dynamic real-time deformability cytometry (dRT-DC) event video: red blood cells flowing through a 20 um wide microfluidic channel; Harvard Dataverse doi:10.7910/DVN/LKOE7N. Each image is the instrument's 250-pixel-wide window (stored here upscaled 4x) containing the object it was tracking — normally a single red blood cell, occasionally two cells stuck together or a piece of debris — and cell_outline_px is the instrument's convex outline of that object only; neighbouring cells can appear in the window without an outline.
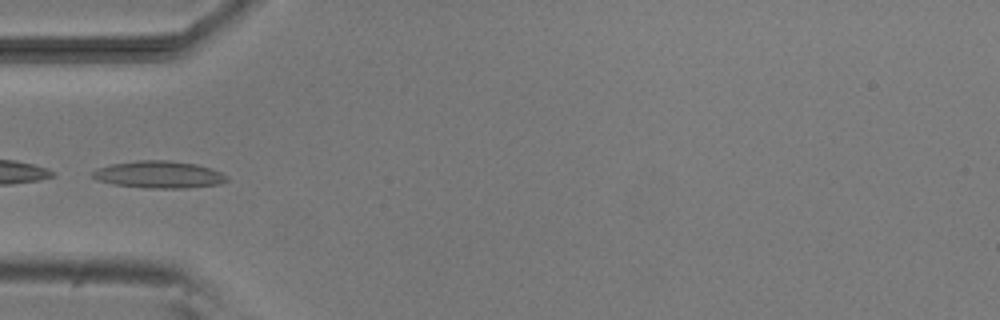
{"species": "common noctule bat (a hibernating species)", "species_latin": "Nyctalus noctula", "temperature_condition": "room temperature", "stored_images_in_passage": 22, "camera_frame_rate_fps": 3000, "um_per_image_px": 0.085, "animal": {"sex": "male", "body_mass_g": 20.5, "forearm_length_mm": 52.5}, "frame": {"image": 1, "passage_image": 1, "time_ms": 0.0, "image_size_px": [1000, 320], "cell_outline_px": [[228, 180], [220, 184], [188, 188], [144, 188], [112, 184], [96, 180], [92, 176], [92, 172], [96, 168], [112, 164], [136, 160], [172, 160], [196, 164], [212, 168], [228, 176]], "centroid_in_image_um": [13.51, 14.84], "position_along_channel_um": 71.5, "area_um2": 21.5}}
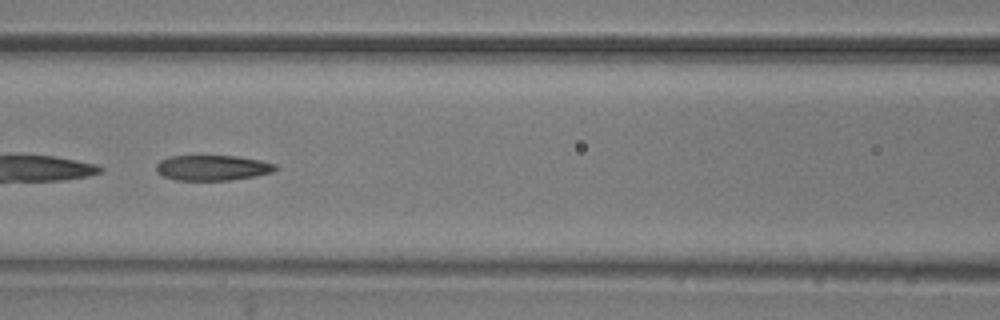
{"frame": {"image": 2, "passage_image": 7, "time_ms": 2.0, "image_size_px": [1000, 320], "cell_outline_px": [[280, 168], [272, 172], [256, 176], [228, 180], [176, 180], [164, 176], [156, 172], [156, 164], [160, 160], [168, 156], [236, 156], [260, 160], [276, 164]], "centroid_in_image_um": [18.07, 14.26], "position_along_channel_um": 148.5, "area_um2": 17.69}}
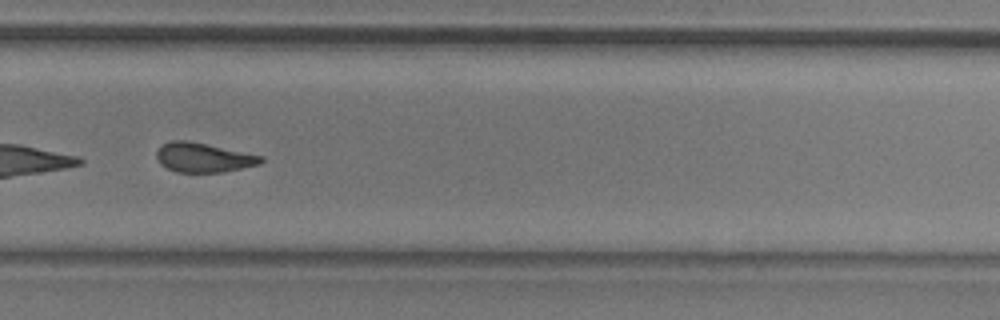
{"frame": {"image": 3, "passage_image": 20, "time_ms": 6.333, "image_size_px": [1000, 320], "cell_outline_px": [[264, 160], [260, 164], [220, 172], [176, 172], [160, 164], [156, 156], [156, 152], [164, 144], [172, 140], [188, 140], [264, 156]], "centroid_in_image_um": [17.29, 13.38], "position_along_channel_um": 312.5, "area_um2": 17.74}}